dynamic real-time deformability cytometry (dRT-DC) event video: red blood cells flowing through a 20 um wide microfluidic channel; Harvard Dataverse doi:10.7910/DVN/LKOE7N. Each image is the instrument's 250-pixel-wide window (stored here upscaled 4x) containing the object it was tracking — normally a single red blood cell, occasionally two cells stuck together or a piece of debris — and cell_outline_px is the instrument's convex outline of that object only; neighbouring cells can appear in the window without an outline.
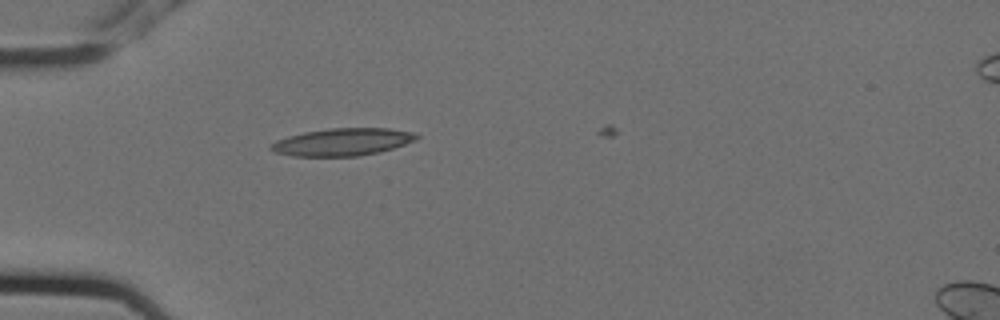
{"species": "Egyptian fruit bat (a non-hibernating species)", "species_latin": "Rousettus aegyptiacus", "temperature_condition": "cold", "stored_images_in_passage": 6, "camera_frame_rate_fps": 3000, "um_per_image_px": 0.085, "animal": {"sex": "female"}, "frame": {"image": 1, "passage_image": 5, "time_ms": 1.333, "image_size_px": [1000, 320], "cell_outline_px": [[420, 136], [416, 140], [380, 152], [360, 156], [292, 156], [276, 152], [268, 148], [276, 140], [288, 136], [304, 132], [328, 128], [388, 128], [412, 132]], "centroid_in_image_um": [29.1, 12.06], "position_along_channel_um": 55.9, "area_um2": 23.24}}